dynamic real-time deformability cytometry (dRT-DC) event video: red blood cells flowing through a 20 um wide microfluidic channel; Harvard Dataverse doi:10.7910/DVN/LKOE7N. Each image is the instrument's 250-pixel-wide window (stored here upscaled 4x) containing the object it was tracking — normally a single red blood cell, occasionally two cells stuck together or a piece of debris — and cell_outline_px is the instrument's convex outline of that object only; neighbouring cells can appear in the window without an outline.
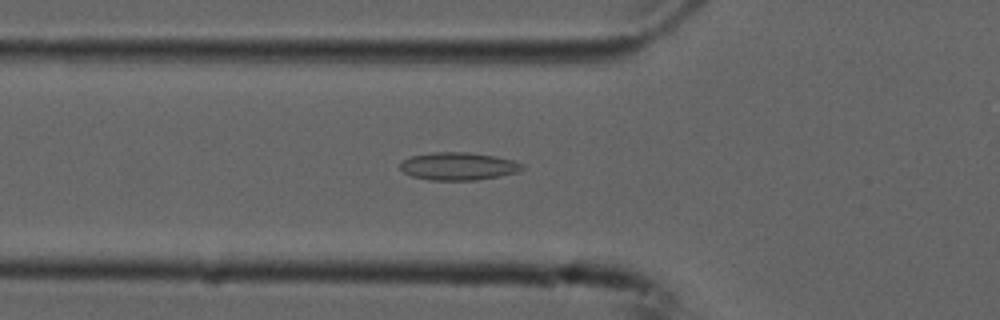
{"species": "common noctule bat (a hibernating species)", "species_latin": "Nyctalus noctula", "temperature_condition": "cold", "stored_images_in_passage": 39, "camera_frame_rate_fps": 3000, "um_per_image_px": 0.085, "animal": {"sex": "male", "forearm_length_mm": 52.5}, "frame": {"image": 1, "passage_image": 19, "time_ms": 6.0, "image_size_px": [1000, 320], "cell_outline_px": [[524, 168], [516, 172], [476, 180], [432, 180], [412, 176], [404, 172], [400, 168], [400, 164], [404, 160], [412, 156], [432, 152], [468, 152], [496, 156], [512, 160], [524, 164]], "centroid_in_image_um": [38.96, 14.12], "position_along_channel_um": 86.8, "area_um2": 19.54}}
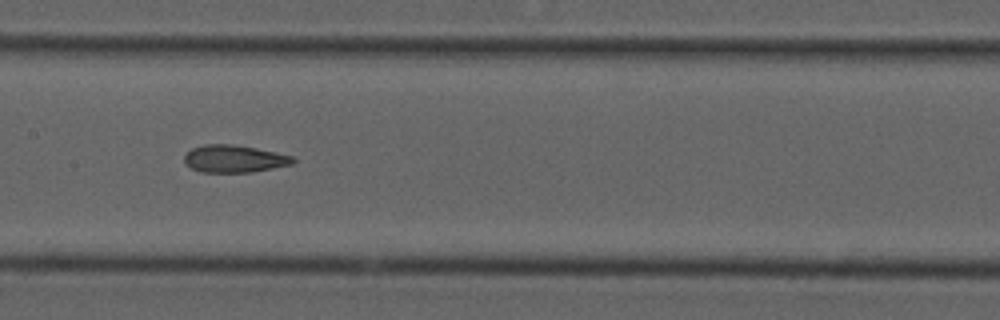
{"frame": {"image": 2, "passage_image": 27, "time_ms": 8.667, "image_size_px": [1000, 320], "cell_outline_px": [[296, 160], [292, 164], [252, 172], [200, 172], [192, 168], [184, 160], [184, 156], [192, 148], [204, 144], [228, 144], [256, 148], [296, 156]], "centroid_in_image_um": [19.95, 13.49], "position_along_channel_um": 187.5, "area_um2": 17.28}}
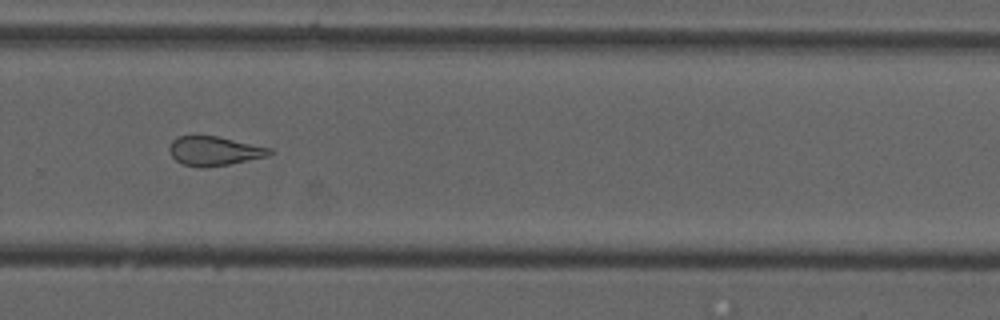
{"frame": {"image": 3, "passage_image": 37, "time_ms": 12.0, "image_size_px": [1000, 320], "cell_outline_px": [[272, 152], [268, 156], [208, 168], [196, 168], [184, 164], [176, 160], [168, 152], [168, 148], [172, 140], [180, 136], [216, 136], [272, 148]], "centroid_in_image_um": [18.18, 12.84], "position_along_channel_um": 311.6, "area_um2": 17.05}}